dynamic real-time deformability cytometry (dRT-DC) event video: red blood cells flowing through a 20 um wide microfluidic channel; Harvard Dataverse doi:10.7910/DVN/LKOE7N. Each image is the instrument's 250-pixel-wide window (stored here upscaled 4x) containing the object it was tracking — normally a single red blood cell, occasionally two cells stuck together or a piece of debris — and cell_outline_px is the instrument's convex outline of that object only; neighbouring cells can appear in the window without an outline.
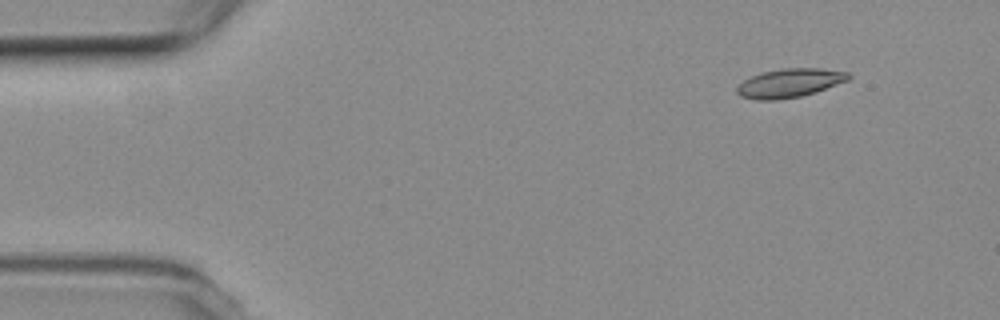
{"species": "common noctule bat (a hibernating species)", "species_latin": "Nyctalus noctula", "temperature_condition": "room temperature", "stored_images_in_passage": 5, "camera_frame_rate_fps": 3000, "um_per_image_px": 0.085, "animal": {"sex": "female", "body_mass_g": 19.3, "forearm_length_mm": 54.1}, "frame": {"image": 1, "passage_image": 2, "time_ms": 1.333, "image_size_px": [1000, 320], "cell_outline_px": [[852, 76], [848, 80], [816, 92], [800, 96], [776, 100], [756, 100], [740, 96], [736, 92], [736, 88], [744, 80], [760, 72], [784, 68], [820, 68], [848, 72]], "centroid_in_image_um": [67.11, 7.05], "position_along_channel_um": 17.9, "area_um2": 18.73}}
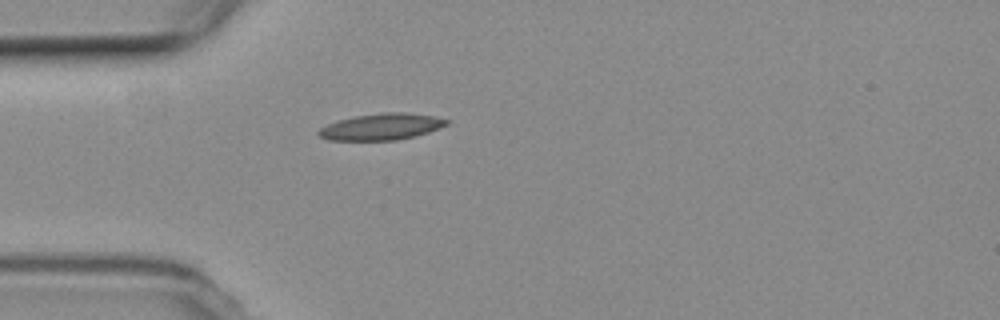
{"frame": {"image": 2, "passage_image": 5, "time_ms": 4.667, "image_size_px": [1000, 320], "cell_outline_px": [[448, 124], [440, 128], [416, 136], [396, 140], [328, 140], [320, 136], [316, 132], [320, 128], [328, 124], [340, 120], [356, 116], [380, 112], [408, 112], [436, 116], [448, 120]], "centroid_in_image_um": [32.45, 10.76], "position_along_channel_um": 52.5, "area_um2": 19.77}}